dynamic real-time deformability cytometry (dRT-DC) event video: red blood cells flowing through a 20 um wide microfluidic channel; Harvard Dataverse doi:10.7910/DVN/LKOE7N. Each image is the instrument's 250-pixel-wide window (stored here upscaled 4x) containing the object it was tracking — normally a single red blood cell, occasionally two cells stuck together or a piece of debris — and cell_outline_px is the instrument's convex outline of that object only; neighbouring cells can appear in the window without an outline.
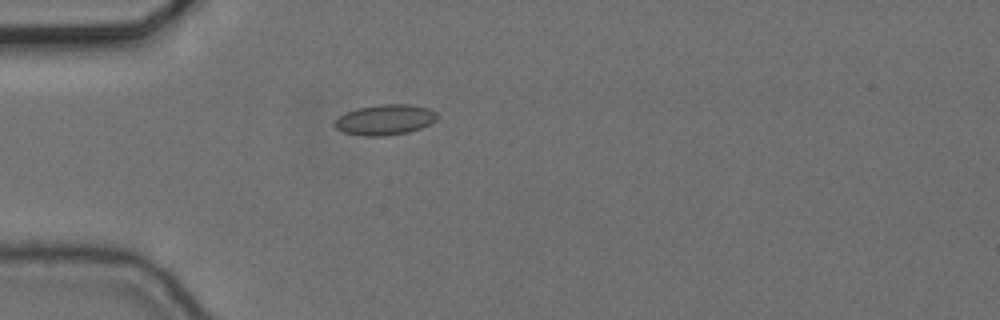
{"species": "common noctule bat (a hibernating species)", "species_latin": "Nyctalus noctula", "temperature_condition": "cold", "stored_images_in_passage": 39, "camera_frame_rate_fps": 3000, "um_per_image_px": 0.085, "animal": {"sex": "female", "body_mass_g": 24.6, "forearm_length_mm": 56.2}, "frame": {"image": 1, "passage_image": 2, "time_ms": 0.333, "image_size_px": [1000, 320], "cell_outline_px": [[436, 120], [420, 128], [408, 132], [384, 136], [364, 136], [344, 132], [336, 128], [332, 124], [340, 116], [356, 108], [380, 104], [412, 104], [428, 108], [436, 112]], "centroid_in_image_um": [32.72, 10.17], "position_along_channel_um": 52.3, "area_um2": 18.09}}
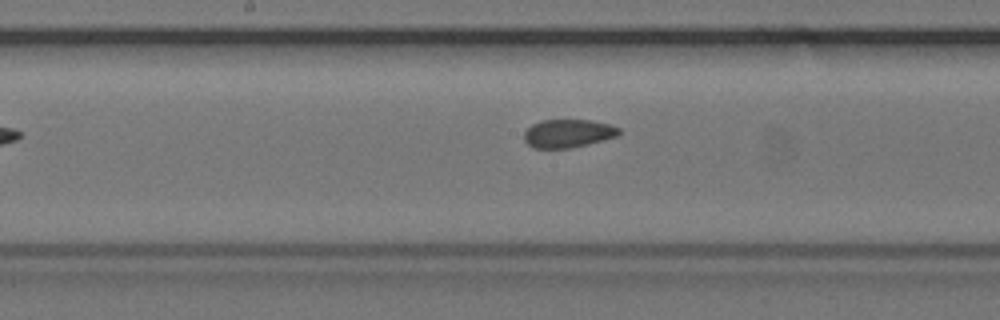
{"frame": {"image": 2, "passage_image": 15, "time_ms": 4.667, "image_size_px": [1000, 320], "cell_outline_px": [[620, 132], [616, 136], [604, 140], [572, 148], [532, 148], [524, 140], [524, 132], [532, 124], [540, 120], [592, 120], [608, 124], [620, 128]], "centroid_in_image_um": [48.26, 11.34], "position_along_channel_um": 199.9, "area_um2": 15.66}}
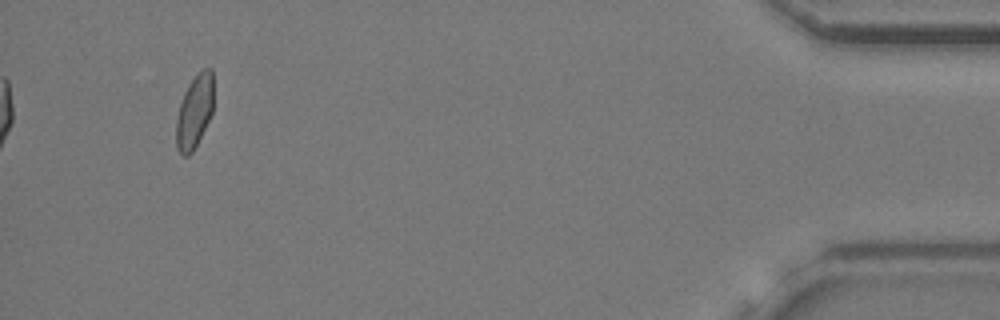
{"frame": {"image": 3, "passage_image": 39, "time_ms": 12.667, "image_size_px": [1000, 320], "cell_outline_px": [[212, 112], [192, 152], [188, 156], [180, 156], [176, 148], [176, 120], [180, 104], [184, 92], [188, 84], [204, 68], [212, 68]], "centroid_in_image_um": [16.5, 9.52], "position_along_channel_um": 418.7, "area_um2": 15.61}, "authors_computed_cell_mechanics": {"area_um2": 16.6464, "velocity_mm_per_s": 3.6532, "shape_relaxation_time_tau1_ms": null, "shape_relaxation_time_tau2_ms": 1.1733, "deformation_change_tau1": null, "deformation_change_tau2": 0.0584}}